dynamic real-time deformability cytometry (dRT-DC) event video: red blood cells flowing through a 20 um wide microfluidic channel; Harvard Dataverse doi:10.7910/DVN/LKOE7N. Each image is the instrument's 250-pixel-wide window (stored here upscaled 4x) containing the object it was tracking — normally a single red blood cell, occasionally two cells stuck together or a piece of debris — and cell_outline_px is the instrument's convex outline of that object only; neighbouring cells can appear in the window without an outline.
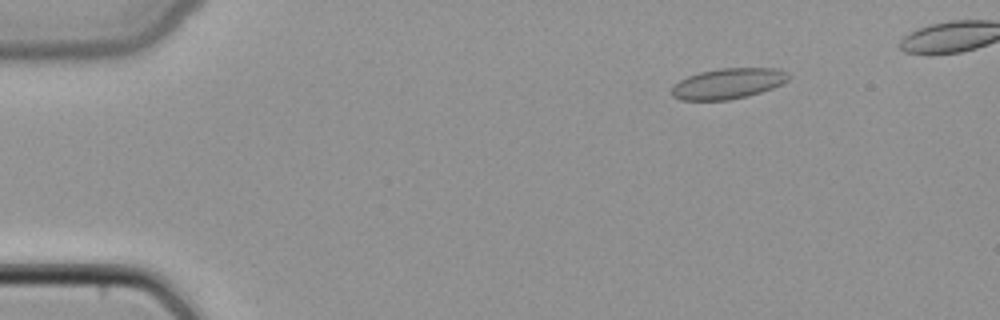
{"species": "common noctule bat (a hibernating species)", "species_latin": "Nyctalus noctula", "temperature_condition": "cold", "stored_images_in_passage": 45, "camera_frame_rate_fps": 3000, "um_per_image_px": 0.085, "animal": {"sex": "female", "body_mass_g": 22.7, "forearm_length_mm": 54.2}, "frame": {"image": 1, "passage_image": 7, "time_ms": 2.0, "image_size_px": [1000, 320], "cell_outline_px": [[792, 76], [788, 80], [772, 88], [760, 92], [728, 100], [680, 100], [672, 96], [668, 92], [680, 80], [688, 76], [700, 72], [720, 68], [772, 68], [788, 72]], "centroid_in_image_um": [61.86, 7.1], "position_along_channel_um": 23.1, "area_um2": 20.75}}
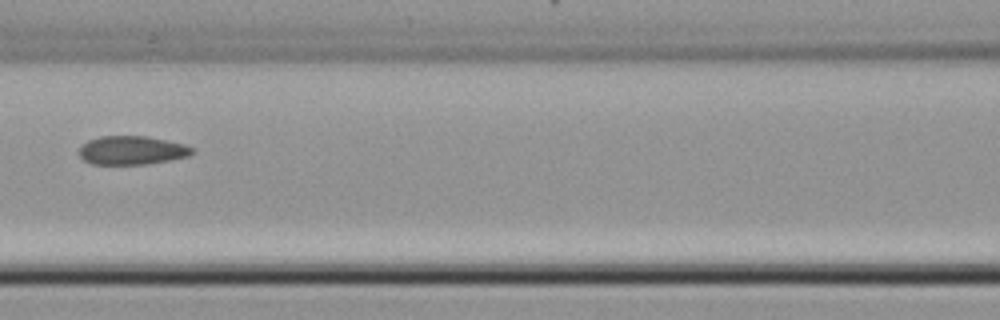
{"frame": {"image": 2, "passage_image": 22, "time_ms": 7.0, "image_size_px": [1000, 320], "cell_outline_px": [[196, 152], [188, 156], [148, 164], [92, 164], [84, 160], [80, 156], [80, 148], [88, 140], [100, 136], [148, 136], [184, 144], [196, 148]], "centroid_in_image_um": [11.26, 12.77], "position_along_channel_um": 155.3, "area_um2": 18.9}}
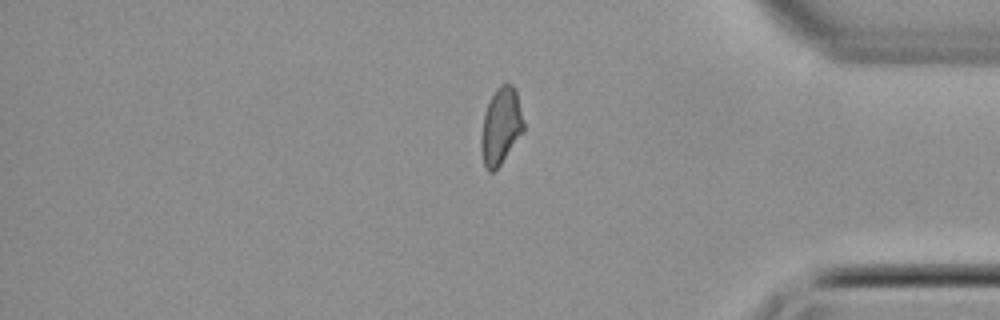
{"frame": {"image": 3, "passage_image": 40, "time_ms": 13.0, "image_size_px": [1000, 320], "cell_outline_px": [[524, 132], [500, 164], [492, 172], [488, 172], [484, 168], [480, 148], [480, 140], [484, 116], [488, 104], [496, 88], [500, 84], [512, 84], [516, 88], [524, 124]], "centroid_in_image_um": [42.57, 10.74], "position_along_channel_um": 392.6, "area_um2": 19.02}}